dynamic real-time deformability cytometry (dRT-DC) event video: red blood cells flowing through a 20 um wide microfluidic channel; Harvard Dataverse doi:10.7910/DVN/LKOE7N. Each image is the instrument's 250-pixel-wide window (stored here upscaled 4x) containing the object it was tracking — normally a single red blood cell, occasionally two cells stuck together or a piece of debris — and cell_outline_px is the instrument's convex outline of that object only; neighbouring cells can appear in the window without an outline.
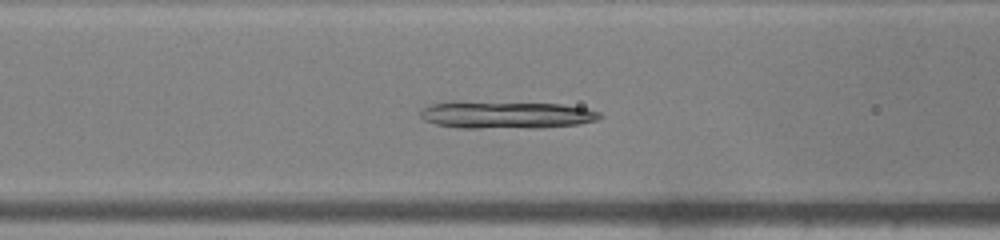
{"species": "common noctule bat (a hibernating species)", "species_latin": "Nyctalus noctula", "temperature_condition": "warm", "stored_images_in_passage": 44, "camera_frame_rate_fps": 3000, "um_per_image_px": 0.085, "animal": {"sex": "male", "body_mass_g": 19.0, "forearm_length_mm": 50.8}, "frame": {"image": 1, "passage_image": 16, "time_ms": 5.0, "image_size_px": [1000, 240], "cell_outline_px": [[604, 116], [596, 120], [580, 124], [540, 128], [456, 128], [436, 124], [424, 120], [420, 116], [420, 108], [428, 104], [452, 100], [560, 104], [584, 108], [600, 112]], "centroid_in_image_um": [42.94, 9.75], "position_along_channel_um": 123.7, "area_um2": 29.42}}
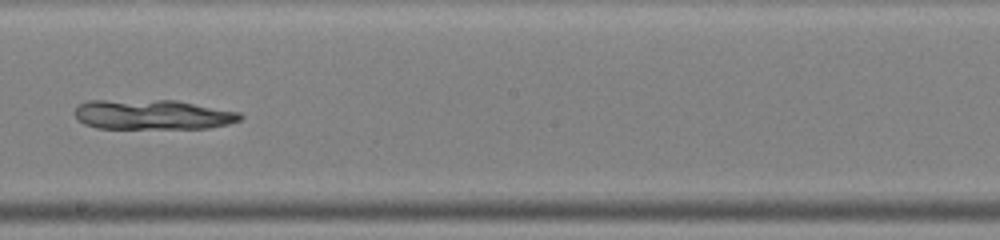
{"frame": {"image": 2, "passage_image": 24, "time_ms": 7.667, "image_size_px": [1000, 240], "cell_outline_px": [[244, 116], [240, 120], [228, 124], [208, 128], [96, 128], [84, 124], [76, 116], [76, 108], [80, 104], [88, 100], [176, 100], [240, 112]], "centroid_in_image_um": [13.0, 9.74], "position_along_channel_um": 235.2, "area_um2": 28.78}}
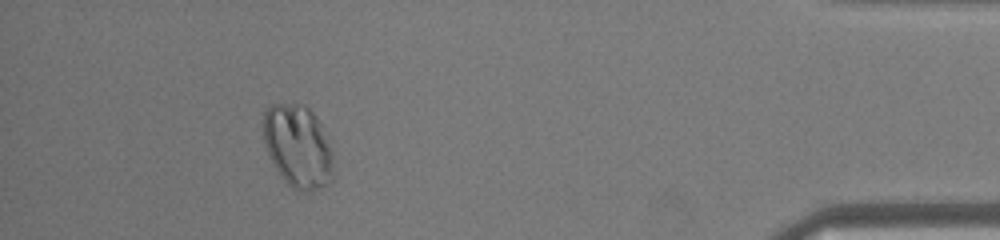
{"frame": {"image": 3, "passage_image": 40, "time_ms": 13.0, "image_size_px": [1000, 240], "cell_outline_px": [[332, 184], [308, 192], [296, 192], [280, 176], [264, 144], [264, 112], [272, 104], [304, 104], [316, 116], [320, 124], [332, 152]], "centroid_in_image_um": [25.33, 12.48], "position_along_channel_um": 409.9, "area_um2": 33.76}}